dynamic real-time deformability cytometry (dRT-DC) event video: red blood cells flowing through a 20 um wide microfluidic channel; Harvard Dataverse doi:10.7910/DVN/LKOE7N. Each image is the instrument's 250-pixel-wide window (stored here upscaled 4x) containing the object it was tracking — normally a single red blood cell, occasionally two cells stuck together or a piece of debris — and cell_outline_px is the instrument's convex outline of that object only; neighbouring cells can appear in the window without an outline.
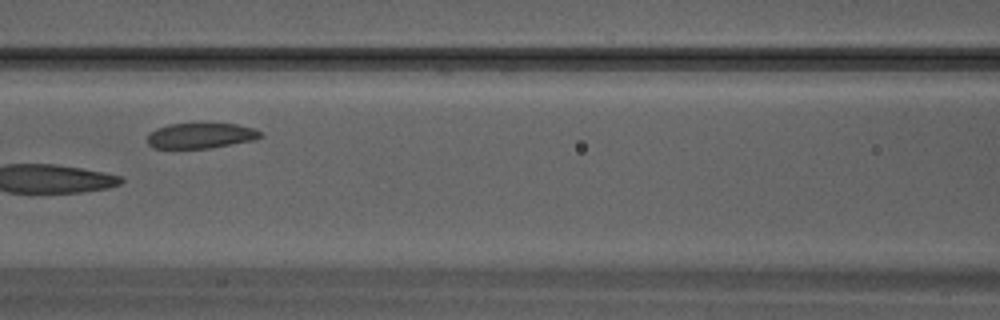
{"species": "Egyptian fruit bat (a non-hibernating species)", "species_latin": "Rousettus aegyptiacus", "temperature_condition": "warm", "stored_images_in_passage": 22, "camera_frame_rate_fps": 3000, "um_per_image_px": 0.085, "animal": {"sex": "male"}, "frame": {"image": 1, "passage_image": 8, "time_ms": 2.333, "image_size_px": [1000, 320], "cell_outline_px": [[264, 136], [252, 140], [208, 148], [152, 148], [148, 144], [148, 136], [156, 128], [168, 124], [236, 124], [252, 128], [260, 132]], "centroid_in_image_um": [17.03, 11.53], "position_along_channel_um": 149.6, "area_um2": 16.42}}